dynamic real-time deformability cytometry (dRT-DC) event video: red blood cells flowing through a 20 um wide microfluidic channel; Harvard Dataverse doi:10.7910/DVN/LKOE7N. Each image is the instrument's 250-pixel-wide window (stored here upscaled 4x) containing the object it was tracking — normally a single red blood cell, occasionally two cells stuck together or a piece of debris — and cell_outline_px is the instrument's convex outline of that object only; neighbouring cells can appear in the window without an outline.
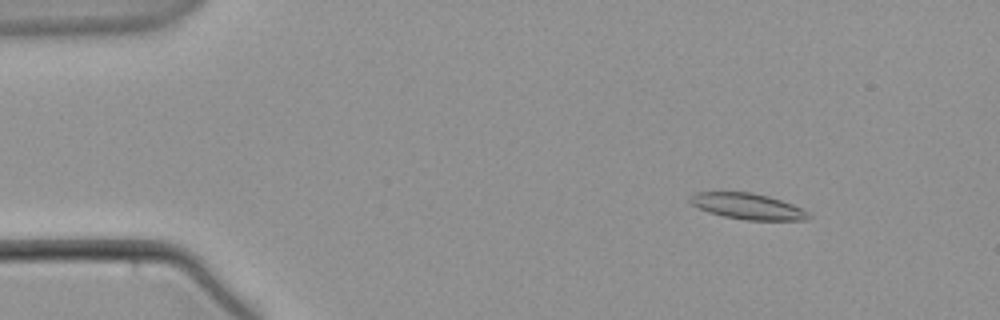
{"species": "common noctule bat (a hibernating species)", "species_latin": "Nyctalus noctula", "temperature_condition": "warm", "stored_images_in_passage": 57, "camera_frame_rate_fps": 3000, "um_per_image_px": 0.085, "animal": {"sex": "male", "body_mass_g": 21.5, "forearm_length_mm": 52.0}, "frame": {"image": 1, "passage_image": 8, "time_ms": 2.333, "image_size_px": [1000, 320], "cell_outline_px": [[812, 216], [808, 220], [744, 220], [724, 216], [708, 212], [692, 204], [688, 200], [688, 196], [696, 192], [752, 192], [768, 196], [792, 204], [808, 212]], "centroid_in_image_um": [63.54, 17.53], "position_along_channel_um": 21.5, "area_um2": 17.92}}
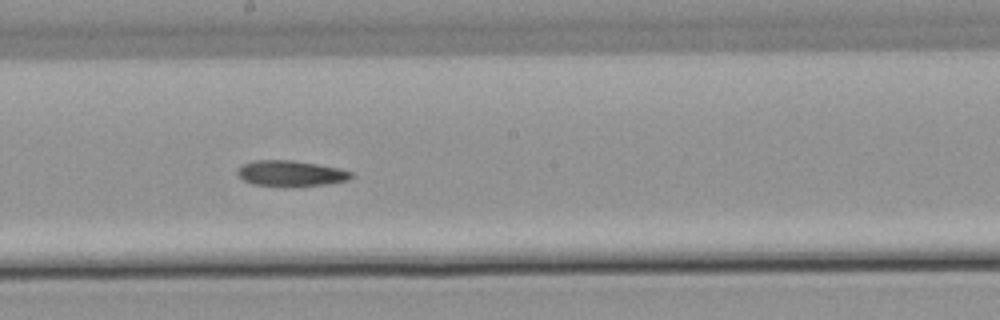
{"frame": {"image": 2, "passage_image": 32, "time_ms": 10.333, "image_size_px": [1000, 320], "cell_outline_px": [[352, 176], [348, 180], [328, 184], [292, 188], [284, 188], [252, 184], [244, 180], [236, 172], [244, 164], [252, 160], [292, 160], [340, 168], [352, 172]], "centroid_in_image_um": [24.72, 14.77], "position_along_channel_um": 223.5, "area_um2": 17.46}}
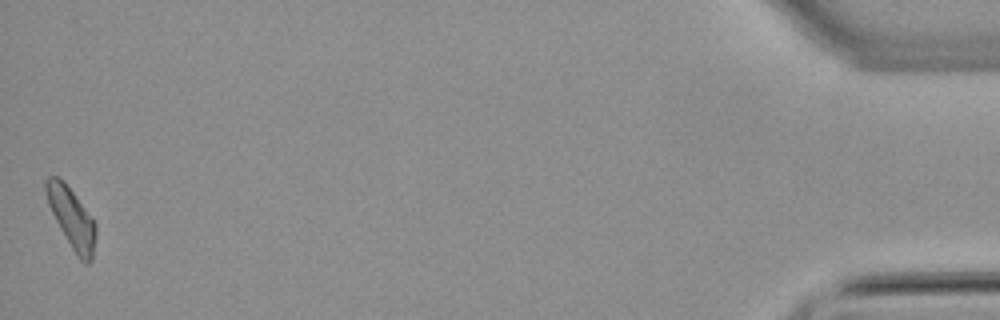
{"frame": {"image": 3, "passage_image": 57, "time_ms": 18.667, "image_size_px": [1000, 320], "cell_outline_px": [[96, 236], [92, 260], [88, 264], [84, 264], [80, 260], [72, 248], [60, 228], [48, 204], [44, 192], [44, 180], [48, 176], [56, 176], [64, 180], [96, 224]], "centroid_in_image_um": [6.07, 18.51], "position_along_channel_um": 429.1, "area_um2": 17.4}}